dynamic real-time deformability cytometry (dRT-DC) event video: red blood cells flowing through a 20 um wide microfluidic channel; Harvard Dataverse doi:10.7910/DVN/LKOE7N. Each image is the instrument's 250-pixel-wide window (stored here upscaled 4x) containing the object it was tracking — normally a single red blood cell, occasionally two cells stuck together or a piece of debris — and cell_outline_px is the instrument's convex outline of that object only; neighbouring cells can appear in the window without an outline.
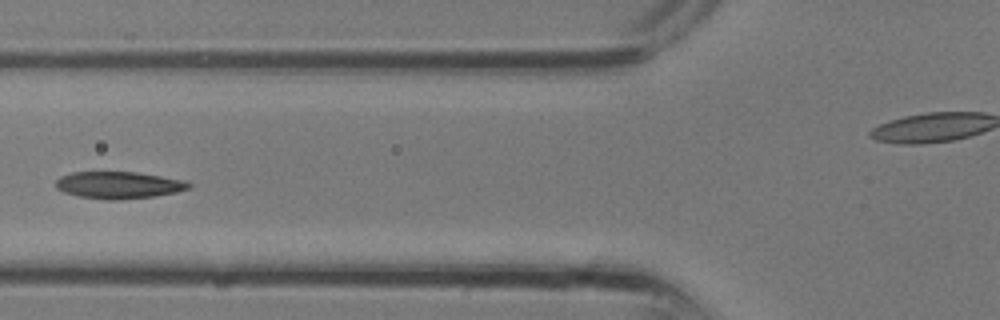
{"species": "common noctule bat (a hibernating species)", "species_latin": "Nyctalus noctula", "temperature_condition": "room temperature", "stored_images_in_passage": 12, "camera_frame_rate_fps": 3000, "um_per_image_px": 0.085, "animal": {"sex": "male", "body_mass_g": 13.3}, "frame": {"image": 1, "passage_image": 9, "time_ms": 2.667, "image_size_px": [1000, 320], "cell_outline_px": [[192, 188], [176, 192], [156, 196], [120, 200], [108, 200], [80, 196], [64, 192], [56, 188], [56, 180], [60, 176], [72, 172], [136, 172], [184, 180], [192, 184]], "centroid_in_image_um": [10.11, 15.73], "position_along_channel_um": 115.7, "area_um2": 20.98}}
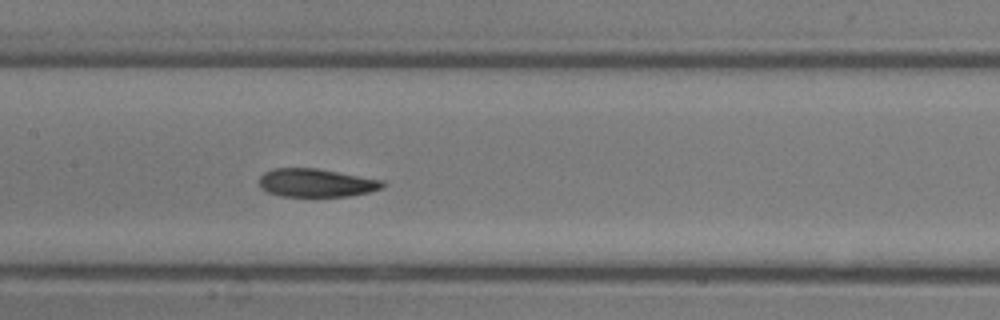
{"frame": {"image": 2, "passage_image": 12, "time_ms": 3.667, "image_size_px": [1000, 320], "cell_outline_px": [[384, 184], [380, 188], [368, 192], [348, 196], [280, 196], [268, 192], [260, 188], [260, 176], [264, 172], [272, 168], [316, 168], [384, 180]], "centroid_in_image_um": [26.84, 15.53], "position_along_channel_um": 180.6, "area_um2": 20.23}}